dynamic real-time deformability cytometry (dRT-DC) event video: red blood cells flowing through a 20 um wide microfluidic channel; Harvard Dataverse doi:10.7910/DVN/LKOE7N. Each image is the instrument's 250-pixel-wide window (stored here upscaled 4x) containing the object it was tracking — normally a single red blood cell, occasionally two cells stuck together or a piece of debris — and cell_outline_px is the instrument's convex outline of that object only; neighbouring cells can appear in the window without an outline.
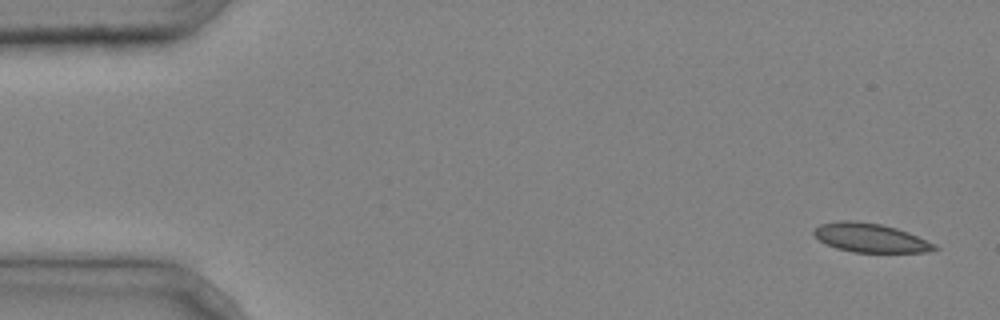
{"species": "common noctule bat (a hibernating species)", "species_latin": "Nyctalus noctula", "temperature_condition": "cold", "stored_images_in_passage": 3, "camera_frame_rate_fps": 3000, "um_per_image_px": 0.085, "animal": {"sex": "male", "body_mass_g": 20.4}, "frame": {"image": 1, "passage_image": 1, "time_ms": 0.0, "image_size_px": [1000, 320], "cell_outline_px": [[940, 248], [928, 252], [852, 252], [836, 248], [820, 240], [812, 232], [812, 228], [820, 224], [836, 220], [852, 220], [880, 224], [896, 228], [908, 232], [936, 244]], "centroid_in_image_um": [73.97, 20.2], "position_along_channel_um": 11.0, "area_um2": 20.4}}